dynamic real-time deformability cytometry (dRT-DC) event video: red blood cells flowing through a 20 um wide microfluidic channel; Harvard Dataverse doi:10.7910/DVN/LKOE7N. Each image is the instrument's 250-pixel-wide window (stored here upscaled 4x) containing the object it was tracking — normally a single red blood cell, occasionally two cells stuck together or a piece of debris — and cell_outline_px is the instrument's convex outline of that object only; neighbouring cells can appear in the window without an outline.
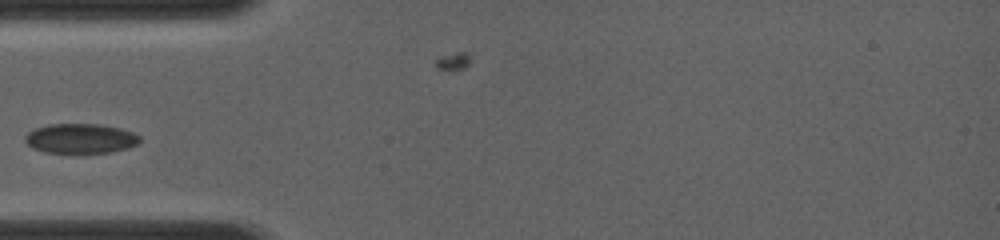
{"species": "common noctule bat (a hibernating species)", "species_latin": "Nyctalus noctula", "temperature_condition": "room temperature", "stored_images_in_passage": 7, "camera_frame_rate_fps": 4000, "um_per_image_px": 0.085, "animal": {"sex": "female", "body_mass_g": 19.0, "forearm_length_mm": 56.7}, "frame": {"image": 1, "passage_image": 6, "time_ms": 3.25, "image_size_px": [1000, 240], "cell_outline_px": [[140, 140], [136, 144], [124, 148], [108, 152], [44, 152], [28, 144], [24, 140], [28, 132], [36, 128], [52, 124], [100, 124], [132, 132], [140, 136]], "centroid_in_image_um": [6.83, 11.76], "position_along_channel_um": 78.2, "area_um2": 19.25}}